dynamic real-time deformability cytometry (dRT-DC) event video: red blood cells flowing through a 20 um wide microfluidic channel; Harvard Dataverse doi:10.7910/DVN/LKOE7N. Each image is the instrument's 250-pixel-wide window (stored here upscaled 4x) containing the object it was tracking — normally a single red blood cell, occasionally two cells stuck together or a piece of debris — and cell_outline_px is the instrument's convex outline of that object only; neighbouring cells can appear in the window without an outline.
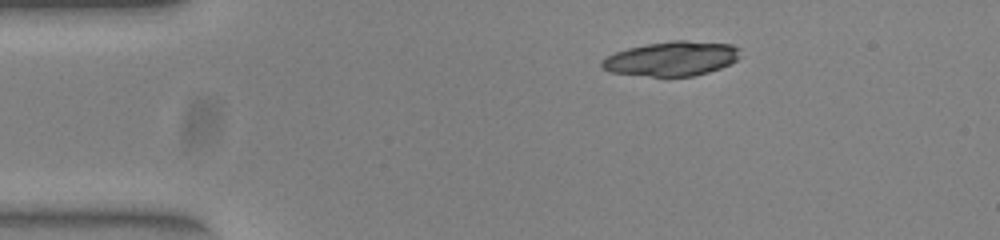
{"species": "common noctule bat (a hibernating species)", "species_latin": "Nyctalus noctula", "temperature_condition": "warm", "stored_images_in_passage": 43, "camera_frame_rate_fps": 3000, "um_per_image_px": 0.085, "animal": {"sex": "female", "body_mass_g": 23.0, "forearm_length_mm": 53.4}, "frame": {"image": 1, "passage_image": 1, "time_ms": 0.0, "image_size_px": [1000, 240], "cell_outline_px": [[740, 56], [736, 60], [720, 68], [708, 72], [692, 76], [652, 76], [608, 72], [600, 64], [600, 60], [616, 52], [628, 48], [648, 44], [672, 40], [684, 40], [732, 44], [740, 48]], "centroid_in_image_um": [57.1, 4.98], "position_along_channel_um": 27.9, "area_um2": 27.69}}